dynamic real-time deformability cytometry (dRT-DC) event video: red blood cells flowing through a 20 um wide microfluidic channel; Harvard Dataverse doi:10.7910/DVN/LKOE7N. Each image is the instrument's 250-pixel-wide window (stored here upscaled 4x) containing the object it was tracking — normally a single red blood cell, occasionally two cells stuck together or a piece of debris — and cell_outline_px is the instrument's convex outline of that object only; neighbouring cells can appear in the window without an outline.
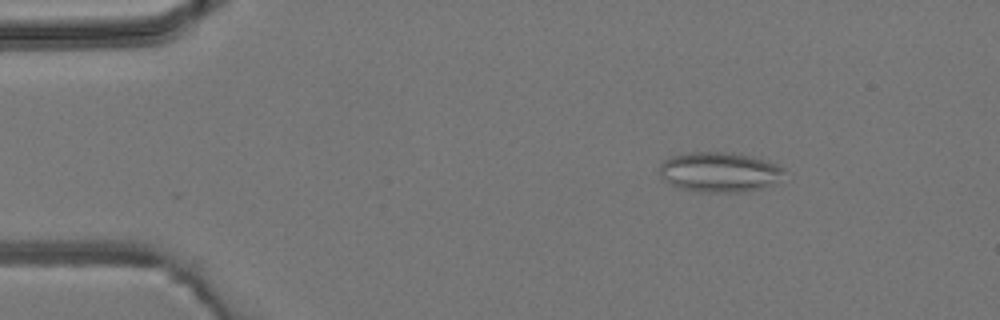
{"species": "common noctule bat (a hibernating species)", "species_latin": "Nyctalus noctula", "temperature_condition": "room temperature", "stored_images_in_passage": 4, "camera_frame_rate_fps": 3000, "um_per_image_px": 0.085, "animal": {"sex": "male", "body_mass_g": 19.2, "forearm_length_mm": 51.8}, "frame": {"image": 1, "passage_image": 2, "time_ms": 1.333, "image_size_px": [1000, 320], "cell_outline_px": [[784, 172], [776, 184], [748, 192], [700, 192], [680, 188], [664, 180], [660, 176], [660, 164], [664, 160], [672, 156], [688, 152], [728, 152], [752, 156], [780, 164], [784, 168]], "centroid_in_image_um": [61.19, 14.63], "position_along_channel_um": 23.8, "area_um2": 29.36}}